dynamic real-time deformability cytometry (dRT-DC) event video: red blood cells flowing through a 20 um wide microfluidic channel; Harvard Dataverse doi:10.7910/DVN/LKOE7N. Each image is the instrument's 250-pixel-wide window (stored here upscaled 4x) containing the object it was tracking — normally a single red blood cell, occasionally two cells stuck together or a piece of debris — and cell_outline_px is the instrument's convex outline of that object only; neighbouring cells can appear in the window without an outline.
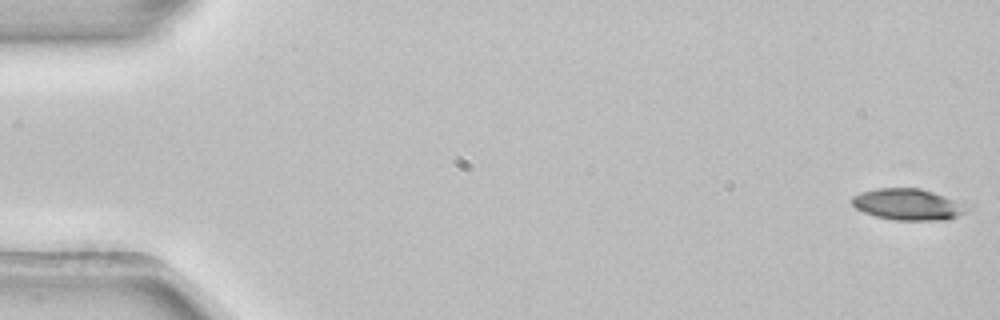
{"species": "common noctule bat (a hibernating species)", "species_latin": "Nyctalus noctula", "temperature_condition": "room temperature", "stored_images_in_passage": 6, "camera_frame_rate_fps": 3000, "um_per_image_px": 0.085, "animal": {"sex": "female", "body_mass_g": 22.7, "forearm_length_mm": 54.2}, "frame": {"image": 1, "passage_image": 1, "time_ms": 0.0, "image_size_px": [1000, 320], "cell_outline_px": [[972, 208], [948, 220], [896, 220], [876, 216], [864, 212], [856, 208], [852, 204], [852, 196], [860, 192], [876, 188], [920, 188], [964, 200], [972, 204]], "centroid_in_image_um": [77.3, 17.36], "position_along_channel_um": 7.7, "area_um2": 21.62}}
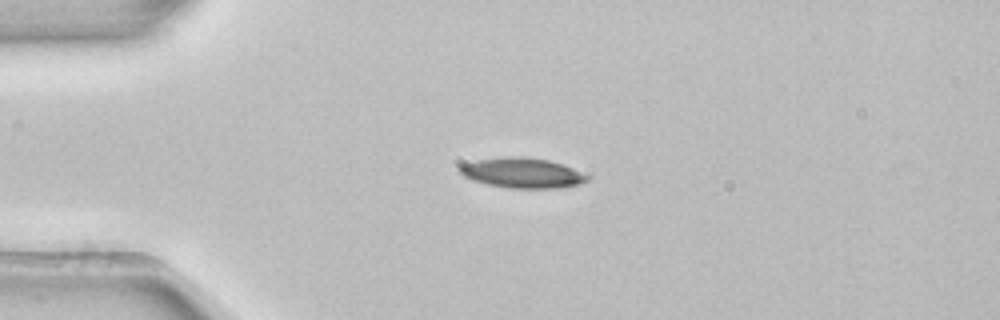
{"frame": {"image": 2, "passage_image": 4, "time_ms": 1.0, "image_size_px": [1000, 320], "cell_outline_px": [[592, 180], [580, 184], [556, 188], [508, 188], [488, 184], [472, 180], [456, 172], [456, 168], [460, 164], [480, 160], [508, 156], [528, 156], [548, 160], [564, 164], [592, 176]], "centroid_in_image_um": [44.43, 14.69], "position_along_channel_um": 40.6, "area_um2": 22.83}}